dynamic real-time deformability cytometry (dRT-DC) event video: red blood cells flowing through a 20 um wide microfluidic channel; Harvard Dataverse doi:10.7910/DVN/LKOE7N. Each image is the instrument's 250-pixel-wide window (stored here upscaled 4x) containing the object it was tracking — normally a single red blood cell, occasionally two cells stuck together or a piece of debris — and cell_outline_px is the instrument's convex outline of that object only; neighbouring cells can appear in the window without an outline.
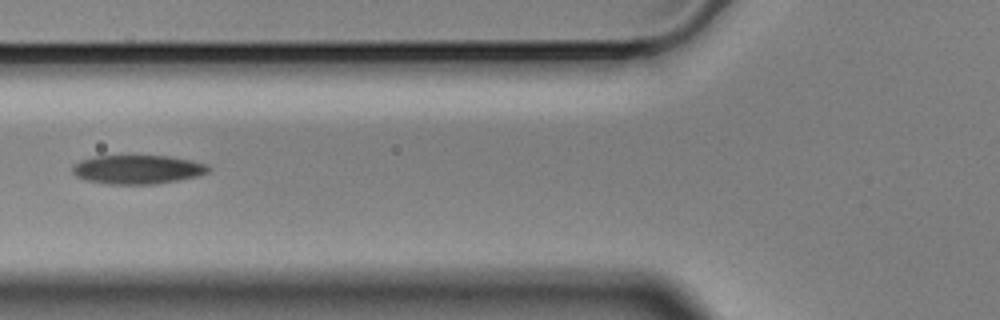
{"species": "Egyptian fruit bat (a non-hibernating species)", "species_latin": "Rousettus aegyptiacus", "temperature_condition": "cold", "stored_images_in_passage": 6, "camera_frame_rate_fps": 3000, "um_per_image_px": 0.085, "animal": {"sex": "male"}, "frame": {"image": 1, "passage_image": 6, "time_ms": 1.667, "image_size_px": [1000, 320], "cell_outline_px": [[212, 168], [208, 172], [200, 176], [156, 184], [108, 184], [84, 180], [76, 176], [72, 172], [72, 168], [80, 160], [96, 156], [168, 156], [192, 160], [208, 164]], "centroid_in_image_um": [11.73, 14.41], "position_along_channel_um": 114.1, "area_um2": 23.06}}